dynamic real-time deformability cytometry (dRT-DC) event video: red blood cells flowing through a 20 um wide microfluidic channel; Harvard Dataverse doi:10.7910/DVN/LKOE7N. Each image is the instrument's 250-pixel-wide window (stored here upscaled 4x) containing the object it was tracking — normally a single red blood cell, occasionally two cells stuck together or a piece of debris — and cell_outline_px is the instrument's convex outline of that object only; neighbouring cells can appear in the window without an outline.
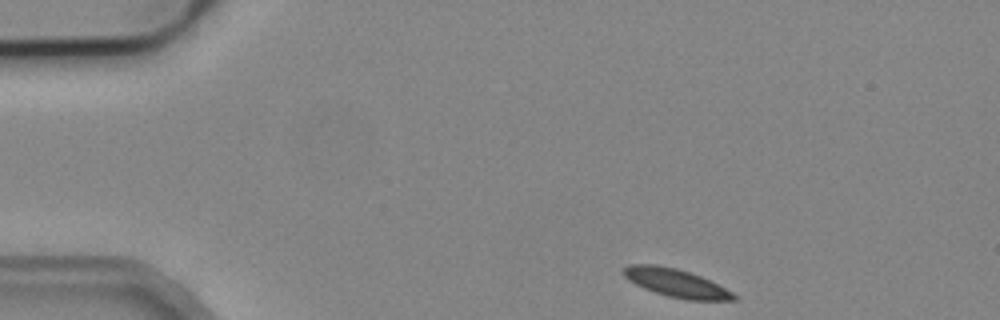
{"species": "common noctule bat (a hibernating species)", "species_latin": "Nyctalus noctula", "temperature_condition": "cold", "stored_images_in_passage": 46, "camera_frame_rate_fps": 3000, "um_per_image_px": 0.085, "animal": {"sex": "male", "body_mass_g": 19.2, "forearm_length_mm": 51.8}, "frame": {"image": 1, "passage_image": 1, "time_ms": 0.0, "image_size_px": [1000, 320], "cell_outline_px": [[736, 300], [688, 300], [668, 296], [644, 288], [628, 280], [624, 276], [624, 268], [632, 264], [656, 264], [676, 268], [700, 276], [732, 292], [736, 296]], "centroid_in_image_um": [57.45, 24.05], "position_along_channel_um": 27.6, "area_um2": 17.69}}
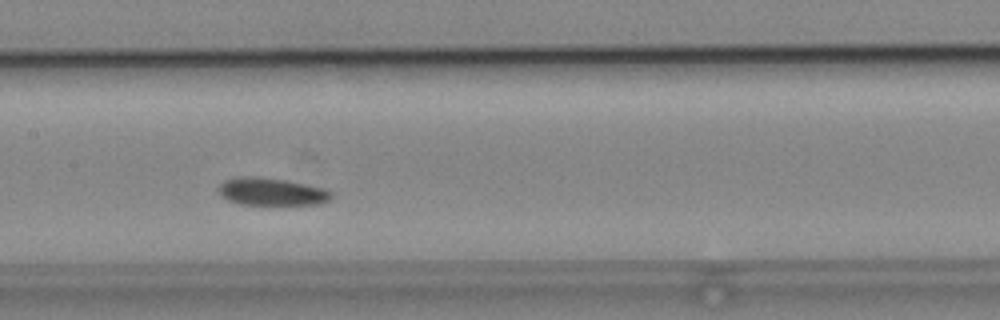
{"frame": {"image": 2, "passage_image": 19, "time_ms": 6.0, "image_size_px": [1000, 320], "cell_outline_px": [[332, 196], [328, 200], [320, 204], [240, 204], [228, 200], [220, 196], [216, 188], [224, 180], [240, 176], [248, 176], [284, 180], [324, 188], [332, 192]], "centroid_in_image_um": [23.03, 16.29], "position_along_channel_um": 184.4, "area_um2": 17.98}}
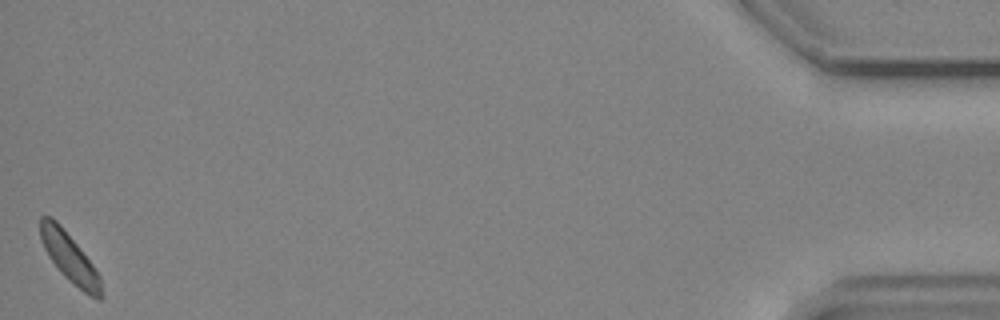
{"frame": {"image": 3, "passage_image": 46, "time_ms": 15.0, "image_size_px": [1000, 320], "cell_outline_px": [[104, 296], [100, 300], [96, 300], [84, 292], [68, 280], [60, 272], [48, 256], [44, 248], [40, 236], [40, 216], [52, 216], [60, 224], [80, 248], [92, 264], [100, 276]], "centroid_in_image_um": [5.93, 21.93], "position_along_channel_um": 429.3, "area_um2": 17.51}, "authors_computed_cell_mechanics": {"area_um2": 18.1203, "velocity_mm_per_s": 3.8037, "shape_relaxation_time_tau1_ms": null, "shape_relaxation_time_tau2_ms": 10.5014, "deformation_change_tau1": null, "deformation_change_tau2": 0.1359}}